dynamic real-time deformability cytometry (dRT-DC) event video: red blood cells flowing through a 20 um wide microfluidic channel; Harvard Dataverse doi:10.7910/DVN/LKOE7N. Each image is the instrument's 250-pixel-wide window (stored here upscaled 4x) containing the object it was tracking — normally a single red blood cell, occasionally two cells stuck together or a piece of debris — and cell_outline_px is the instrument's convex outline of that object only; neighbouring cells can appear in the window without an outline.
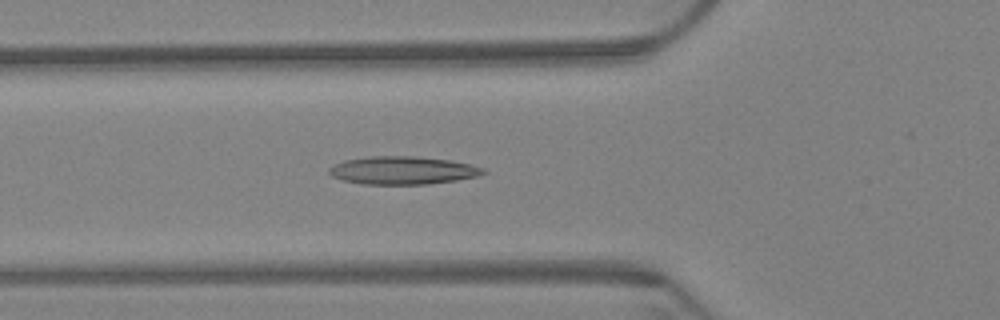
{"species": "Egyptian fruit bat (a non-hibernating species)", "species_latin": "Rousettus aegyptiacus", "temperature_condition": "warm", "stored_images_in_passage": 6, "camera_frame_rate_fps": 3000, "um_per_image_px": 0.085, "animal": {"sex": "female"}, "frame": {"image": 1, "passage_image": 6, "time_ms": 1.667, "image_size_px": [1000, 320], "cell_outline_px": [[488, 172], [480, 176], [456, 180], [428, 184], [360, 184], [344, 180], [332, 176], [328, 172], [328, 168], [332, 164], [344, 160], [372, 156], [416, 156], [448, 160], [468, 164], [484, 168]], "centroid_in_image_um": [34.21, 14.48], "position_along_channel_um": 91.6, "area_um2": 25.2}}